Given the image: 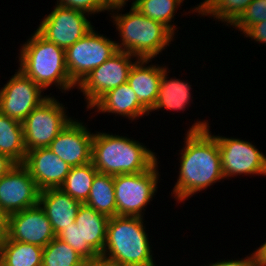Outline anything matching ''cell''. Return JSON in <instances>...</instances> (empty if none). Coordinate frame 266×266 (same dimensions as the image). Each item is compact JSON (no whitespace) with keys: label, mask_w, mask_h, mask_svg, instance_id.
I'll use <instances>...</instances> for the list:
<instances>
[{"label":"cell","mask_w":266,"mask_h":266,"mask_svg":"<svg viewBox=\"0 0 266 266\" xmlns=\"http://www.w3.org/2000/svg\"><path fill=\"white\" fill-rule=\"evenodd\" d=\"M186 133L179 152V176L171 192L178 203L225 179L218 142L209 122L197 119Z\"/></svg>","instance_id":"obj_1"},{"label":"cell","mask_w":266,"mask_h":266,"mask_svg":"<svg viewBox=\"0 0 266 266\" xmlns=\"http://www.w3.org/2000/svg\"><path fill=\"white\" fill-rule=\"evenodd\" d=\"M126 3L112 4L108 11L121 37L119 43L116 41L117 50L130 53L138 59L153 60L169 47L175 35L165 25L146 17L132 5L129 12L122 14Z\"/></svg>","instance_id":"obj_2"},{"label":"cell","mask_w":266,"mask_h":266,"mask_svg":"<svg viewBox=\"0 0 266 266\" xmlns=\"http://www.w3.org/2000/svg\"><path fill=\"white\" fill-rule=\"evenodd\" d=\"M91 162L99 173L135 174L149 170L157 155L140 141L127 136L94 132Z\"/></svg>","instance_id":"obj_3"},{"label":"cell","mask_w":266,"mask_h":266,"mask_svg":"<svg viewBox=\"0 0 266 266\" xmlns=\"http://www.w3.org/2000/svg\"><path fill=\"white\" fill-rule=\"evenodd\" d=\"M18 55V69L44 91L54 85L62 93L75 89L66 68L65 49L46 40L37 31L21 46Z\"/></svg>","instance_id":"obj_4"},{"label":"cell","mask_w":266,"mask_h":266,"mask_svg":"<svg viewBox=\"0 0 266 266\" xmlns=\"http://www.w3.org/2000/svg\"><path fill=\"white\" fill-rule=\"evenodd\" d=\"M143 221L142 217H110L101 256L124 266H155Z\"/></svg>","instance_id":"obj_5"},{"label":"cell","mask_w":266,"mask_h":266,"mask_svg":"<svg viewBox=\"0 0 266 266\" xmlns=\"http://www.w3.org/2000/svg\"><path fill=\"white\" fill-rule=\"evenodd\" d=\"M158 164L144 172L114 175L116 216L145 217V208L157 193Z\"/></svg>","instance_id":"obj_6"},{"label":"cell","mask_w":266,"mask_h":266,"mask_svg":"<svg viewBox=\"0 0 266 266\" xmlns=\"http://www.w3.org/2000/svg\"><path fill=\"white\" fill-rule=\"evenodd\" d=\"M93 27L86 35L65 49V62L71 81L78 86L88 74L118 50L112 41Z\"/></svg>","instance_id":"obj_7"},{"label":"cell","mask_w":266,"mask_h":266,"mask_svg":"<svg viewBox=\"0 0 266 266\" xmlns=\"http://www.w3.org/2000/svg\"><path fill=\"white\" fill-rule=\"evenodd\" d=\"M55 97L37 106L22 122L26 151L49 147L56 136L73 120Z\"/></svg>","instance_id":"obj_8"},{"label":"cell","mask_w":266,"mask_h":266,"mask_svg":"<svg viewBox=\"0 0 266 266\" xmlns=\"http://www.w3.org/2000/svg\"><path fill=\"white\" fill-rule=\"evenodd\" d=\"M137 60L130 53L117 51L102 65L93 69L76 87L83 93L87 109L106 92L126 83L130 69Z\"/></svg>","instance_id":"obj_9"},{"label":"cell","mask_w":266,"mask_h":266,"mask_svg":"<svg viewBox=\"0 0 266 266\" xmlns=\"http://www.w3.org/2000/svg\"><path fill=\"white\" fill-rule=\"evenodd\" d=\"M213 136L218 142L225 179L237 175H266V156L251 142L219 134Z\"/></svg>","instance_id":"obj_10"},{"label":"cell","mask_w":266,"mask_h":266,"mask_svg":"<svg viewBox=\"0 0 266 266\" xmlns=\"http://www.w3.org/2000/svg\"><path fill=\"white\" fill-rule=\"evenodd\" d=\"M89 15L75 9L54 6L40 22L37 32L61 48H68L86 35L93 25Z\"/></svg>","instance_id":"obj_11"},{"label":"cell","mask_w":266,"mask_h":266,"mask_svg":"<svg viewBox=\"0 0 266 266\" xmlns=\"http://www.w3.org/2000/svg\"><path fill=\"white\" fill-rule=\"evenodd\" d=\"M0 89V112L17 121L25 118L49 95L19 69Z\"/></svg>","instance_id":"obj_12"},{"label":"cell","mask_w":266,"mask_h":266,"mask_svg":"<svg viewBox=\"0 0 266 266\" xmlns=\"http://www.w3.org/2000/svg\"><path fill=\"white\" fill-rule=\"evenodd\" d=\"M40 189L23 164L0 177V207L7 214L39 204Z\"/></svg>","instance_id":"obj_13"},{"label":"cell","mask_w":266,"mask_h":266,"mask_svg":"<svg viewBox=\"0 0 266 266\" xmlns=\"http://www.w3.org/2000/svg\"><path fill=\"white\" fill-rule=\"evenodd\" d=\"M7 237L12 241L44 248L56 234L44 209L37 204L8 215Z\"/></svg>","instance_id":"obj_14"},{"label":"cell","mask_w":266,"mask_h":266,"mask_svg":"<svg viewBox=\"0 0 266 266\" xmlns=\"http://www.w3.org/2000/svg\"><path fill=\"white\" fill-rule=\"evenodd\" d=\"M85 125L84 122L73 119L48 147L70 167L91 162L94 133Z\"/></svg>","instance_id":"obj_15"},{"label":"cell","mask_w":266,"mask_h":266,"mask_svg":"<svg viewBox=\"0 0 266 266\" xmlns=\"http://www.w3.org/2000/svg\"><path fill=\"white\" fill-rule=\"evenodd\" d=\"M109 217L85 204L79 207L75 223L79 228L80 257L87 263L102 255Z\"/></svg>","instance_id":"obj_16"},{"label":"cell","mask_w":266,"mask_h":266,"mask_svg":"<svg viewBox=\"0 0 266 266\" xmlns=\"http://www.w3.org/2000/svg\"><path fill=\"white\" fill-rule=\"evenodd\" d=\"M23 165L40 190L59 188L71 169L48 147L28 151Z\"/></svg>","instance_id":"obj_17"},{"label":"cell","mask_w":266,"mask_h":266,"mask_svg":"<svg viewBox=\"0 0 266 266\" xmlns=\"http://www.w3.org/2000/svg\"><path fill=\"white\" fill-rule=\"evenodd\" d=\"M90 109H95L94 112L99 114L101 112L104 114L112 113L115 114V116L120 115L131 121L150 114L139 102L136 93L127 82L106 92L89 108V110Z\"/></svg>","instance_id":"obj_18"},{"label":"cell","mask_w":266,"mask_h":266,"mask_svg":"<svg viewBox=\"0 0 266 266\" xmlns=\"http://www.w3.org/2000/svg\"><path fill=\"white\" fill-rule=\"evenodd\" d=\"M81 204L60 188L40 191L39 205L44 209L56 235L75 222Z\"/></svg>","instance_id":"obj_19"},{"label":"cell","mask_w":266,"mask_h":266,"mask_svg":"<svg viewBox=\"0 0 266 266\" xmlns=\"http://www.w3.org/2000/svg\"><path fill=\"white\" fill-rule=\"evenodd\" d=\"M152 59H138L130 69L127 83L134 90L139 102L150 111L156 103L162 76V66L147 65Z\"/></svg>","instance_id":"obj_20"},{"label":"cell","mask_w":266,"mask_h":266,"mask_svg":"<svg viewBox=\"0 0 266 266\" xmlns=\"http://www.w3.org/2000/svg\"><path fill=\"white\" fill-rule=\"evenodd\" d=\"M168 70V71H167ZM169 68H166V65L162 66V76L160 79L158 97L155 105L149 111L154 112L155 110H160L161 108L164 110H173V111H185V109L190 106L192 90L191 86L187 80L186 82L180 80L178 78H170L168 77Z\"/></svg>","instance_id":"obj_21"},{"label":"cell","mask_w":266,"mask_h":266,"mask_svg":"<svg viewBox=\"0 0 266 266\" xmlns=\"http://www.w3.org/2000/svg\"><path fill=\"white\" fill-rule=\"evenodd\" d=\"M43 248L34 244L12 241L0 243V266H42Z\"/></svg>","instance_id":"obj_22"},{"label":"cell","mask_w":266,"mask_h":266,"mask_svg":"<svg viewBox=\"0 0 266 266\" xmlns=\"http://www.w3.org/2000/svg\"><path fill=\"white\" fill-rule=\"evenodd\" d=\"M0 154H4L17 164H23L27 151L24 145L22 122L0 112Z\"/></svg>","instance_id":"obj_23"},{"label":"cell","mask_w":266,"mask_h":266,"mask_svg":"<svg viewBox=\"0 0 266 266\" xmlns=\"http://www.w3.org/2000/svg\"><path fill=\"white\" fill-rule=\"evenodd\" d=\"M84 204L109 218L116 216L114 175L98 172L93 179L89 197Z\"/></svg>","instance_id":"obj_24"},{"label":"cell","mask_w":266,"mask_h":266,"mask_svg":"<svg viewBox=\"0 0 266 266\" xmlns=\"http://www.w3.org/2000/svg\"><path fill=\"white\" fill-rule=\"evenodd\" d=\"M251 2L252 0H203L188 13L210 16L231 27Z\"/></svg>","instance_id":"obj_25"},{"label":"cell","mask_w":266,"mask_h":266,"mask_svg":"<svg viewBox=\"0 0 266 266\" xmlns=\"http://www.w3.org/2000/svg\"><path fill=\"white\" fill-rule=\"evenodd\" d=\"M97 173L98 171L92 162L71 167L64 183L59 188L84 204L89 197L92 182Z\"/></svg>","instance_id":"obj_26"},{"label":"cell","mask_w":266,"mask_h":266,"mask_svg":"<svg viewBox=\"0 0 266 266\" xmlns=\"http://www.w3.org/2000/svg\"><path fill=\"white\" fill-rule=\"evenodd\" d=\"M131 1V0H130ZM131 5L146 17L165 25L176 34L174 16L184 0H132Z\"/></svg>","instance_id":"obj_27"},{"label":"cell","mask_w":266,"mask_h":266,"mask_svg":"<svg viewBox=\"0 0 266 266\" xmlns=\"http://www.w3.org/2000/svg\"><path fill=\"white\" fill-rule=\"evenodd\" d=\"M87 262L57 236L43 248L42 266H86Z\"/></svg>","instance_id":"obj_28"},{"label":"cell","mask_w":266,"mask_h":266,"mask_svg":"<svg viewBox=\"0 0 266 266\" xmlns=\"http://www.w3.org/2000/svg\"><path fill=\"white\" fill-rule=\"evenodd\" d=\"M262 21H266V0H252L231 26L243 34L251 25Z\"/></svg>","instance_id":"obj_29"},{"label":"cell","mask_w":266,"mask_h":266,"mask_svg":"<svg viewBox=\"0 0 266 266\" xmlns=\"http://www.w3.org/2000/svg\"><path fill=\"white\" fill-rule=\"evenodd\" d=\"M56 2L55 5L75 9L87 15L109 11L111 6L106 0H57Z\"/></svg>","instance_id":"obj_30"},{"label":"cell","mask_w":266,"mask_h":266,"mask_svg":"<svg viewBox=\"0 0 266 266\" xmlns=\"http://www.w3.org/2000/svg\"><path fill=\"white\" fill-rule=\"evenodd\" d=\"M59 239L67 243L80 255V235L79 228L76 223H72L65 227L60 233L56 235Z\"/></svg>","instance_id":"obj_31"},{"label":"cell","mask_w":266,"mask_h":266,"mask_svg":"<svg viewBox=\"0 0 266 266\" xmlns=\"http://www.w3.org/2000/svg\"><path fill=\"white\" fill-rule=\"evenodd\" d=\"M245 37L255 40L257 43L266 45V21L251 25L244 33Z\"/></svg>","instance_id":"obj_32"},{"label":"cell","mask_w":266,"mask_h":266,"mask_svg":"<svg viewBox=\"0 0 266 266\" xmlns=\"http://www.w3.org/2000/svg\"><path fill=\"white\" fill-rule=\"evenodd\" d=\"M204 266H256L255 255L254 252H252V254H249V256L247 255L245 258L236 260H218L215 263L211 262L210 264H205Z\"/></svg>","instance_id":"obj_33"},{"label":"cell","mask_w":266,"mask_h":266,"mask_svg":"<svg viewBox=\"0 0 266 266\" xmlns=\"http://www.w3.org/2000/svg\"><path fill=\"white\" fill-rule=\"evenodd\" d=\"M16 164L10 157L0 154V177L6 175Z\"/></svg>","instance_id":"obj_34"},{"label":"cell","mask_w":266,"mask_h":266,"mask_svg":"<svg viewBox=\"0 0 266 266\" xmlns=\"http://www.w3.org/2000/svg\"><path fill=\"white\" fill-rule=\"evenodd\" d=\"M256 266H266V241L254 250Z\"/></svg>","instance_id":"obj_35"},{"label":"cell","mask_w":266,"mask_h":266,"mask_svg":"<svg viewBox=\"0 0 266 266\" xmlns=\"http://www.w3.org/2000/svg\"><path fill=\"white\" fill-rule=\"evenodd\" d=\"M8 215L0 207V243L7 237Z\"/></svg>","instance_id":"obj_36"},{"label":"cell","mask_w":266,"mask_h":266,"mask_svg":"<svg viewBox=\"0 0 266 266\" xmlns=\"http://www.w3.org/2000/svg\"><path fill=\"white\" fill-rule=\"evenodd\" d=\"M86 266H124V265L108 260L103 256L99 255L93 261L88 262Z\"/></svg>","instance_id":"obj_37"},{"label":"cell","mask_w":266,"mask_h":266,"mask_svg":"<svg viewBox=\"0 0 266 266\" xmlns=\"http://www.w3.org/2000/svg\"><path fill=\"white\" fill-rule=\"evenodd\" d=\"M110 5L116 4V0H106Z\"/></svg>","instance_id":"obj_38"},{"label":"cell","mask_w":266,"mask_h":266,"mask_svg":"<svg viewBox=\"0 0 266 266\" xmlns=\"http://www.w3.org/2000/svg\"><path fill=\"white\" fill-rule=\"evenodd\" d=\"M122 1H129V0H116V3H120V2H122Z\"/></svg>","instance_id":"obj_39"}]
</instances>
